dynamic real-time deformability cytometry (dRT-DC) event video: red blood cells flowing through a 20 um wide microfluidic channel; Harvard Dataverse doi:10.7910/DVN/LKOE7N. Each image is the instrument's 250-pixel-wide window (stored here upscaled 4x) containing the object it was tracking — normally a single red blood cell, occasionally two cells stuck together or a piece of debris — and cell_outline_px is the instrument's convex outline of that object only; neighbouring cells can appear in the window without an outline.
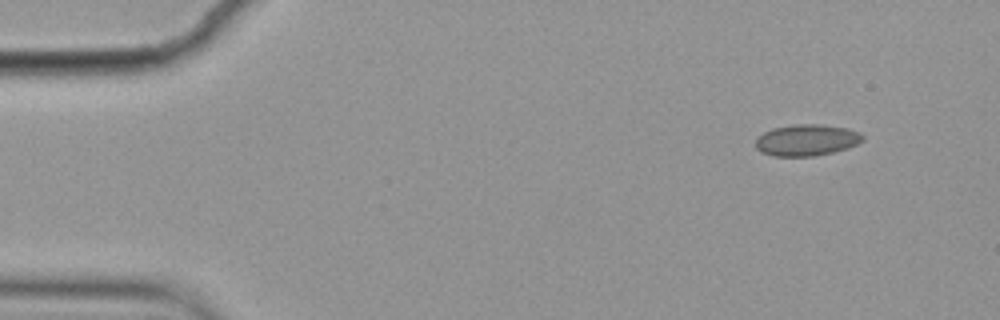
{"species": "common noctule bat (a hibernating species)", "species_latin": "Nyctalus noctula", "temperature_condition": "cold", "stored_images_in_passage": 5, "camera_frame_rate_fps": 3000, "um_per_image_px": 0.085, "animal": {"sex": "female", "body_mass_g": 19.9}, "frame": {"image": 1, "passage_image": 1, "time_ms": 0.0, "image_size_px": [1000, 320], "cell_outline_px": [[864, 140], [848, 148], [816, 156], [772, 156], [756, 148], [756, 136], [772, 128], [796, 124], [816, 124], [848, 128], [860, 132], [864, 136]], "centroid_in_image_um": [68.57, 11.9], "position_along_channel_um": 16.4, "area_um2": 19.65}}
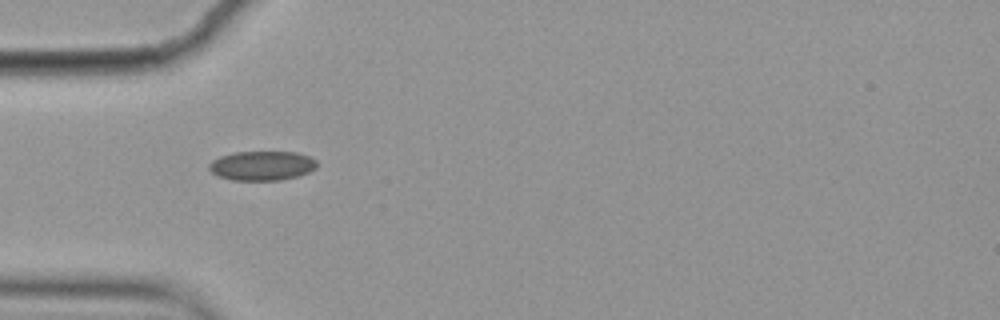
{"frame": {"image": 2, "passage_image": 4, "time_ms": 1.0, "image_size_px": [1000, 320], "cell_outline_px": [[316, 168], [308, 172], [296, 176], [280, 180], [232, 180], [216, 176], [208, 168], [208, 164], [212, 160], [220, 156], [236, 152], [296, 152], [308, 156], [316, 160]], "centroid_in_image_um": [22.23, 14.08], "position_along_channel_um": 62.8, "area_um2": 18.44}}
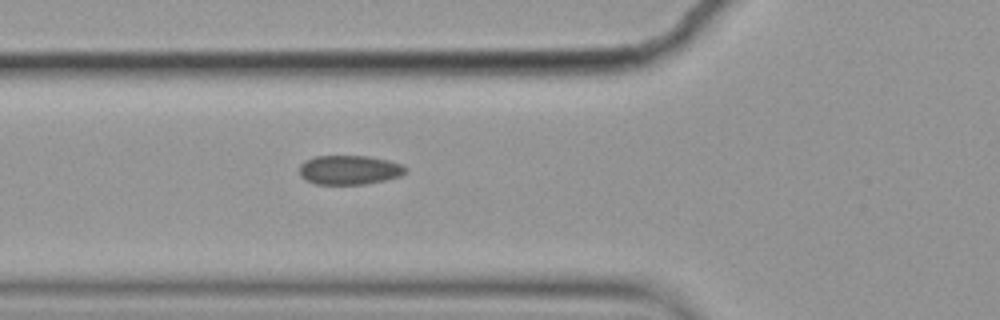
{"frame": {"image": 3, "passage_image": 5, "time_ms": 1.333, "image_size_px": [1000, 320], "cell_outline_px": [[408, 172], [400, 176], [384, 180], [364, 184], [316, 184], [304, 180], [300, 176], [300, 164], [304, 160], [316, 156], [368, 156], [388, 160], [400, 164], [408, 168]], "centroid_in_image_um": [29.68, 14.44], "position_along_channel_um": 96.1, "area_um2": 18.21}}